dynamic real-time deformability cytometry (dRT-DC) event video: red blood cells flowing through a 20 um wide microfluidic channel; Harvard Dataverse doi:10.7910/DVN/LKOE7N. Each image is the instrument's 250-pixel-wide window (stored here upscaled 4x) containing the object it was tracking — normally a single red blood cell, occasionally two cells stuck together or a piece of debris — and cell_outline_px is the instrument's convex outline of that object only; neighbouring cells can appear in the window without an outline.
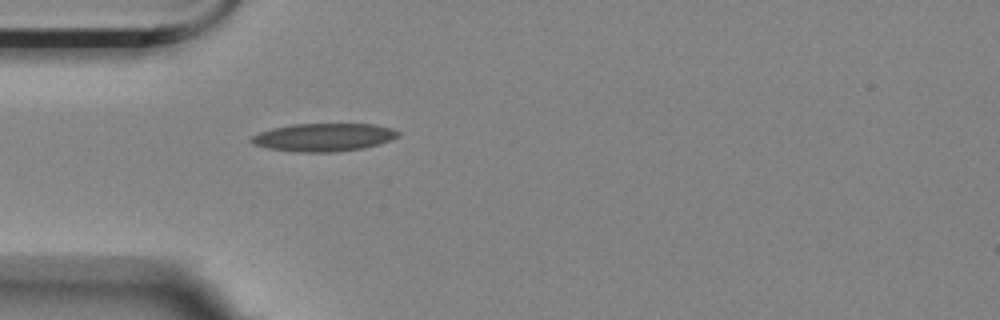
{"species": "Egyptian fruit bat (a non-hibernating species)", "species_latin": "Rousettus aegyptiacus", "temperature_condition": "room temperature", "stored_images_in_passage": 11, "camera_frame_rate_fps": 3000, "um_per_image_px": 0.085, "animal": {"sex": "female"}, "frame": {"image": 1, "passage_image": 1, "time_ms": 0.0, "image_size_px": [1000, 320], "cell_outline_px": [[400, 136], [392, 140], [380, 144], [364, 148], [332, 152], [296, 152], [268, 148], [252, 144], [248, 140], [252, 136], [260, 132], [272, 128], [292, 124], [376, 124], [392, 128], [400, 132]], "centroid_in_image_um": [27.54, 11.67], "position_along_channel_um": 57.5, "area_um2": 24.16}}
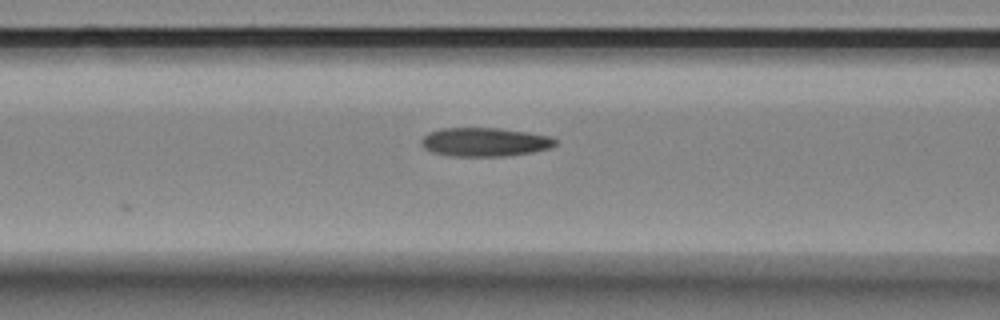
{"frame": {"image": 2, "passage_image": 7, "time_ms": 2.0, "image_size_px": [1000, 320], "cell_outline_px": [[556, 144], [552, 148], [532, 152], [508, 156], [448, 156], [432, 152], [424, 148], [420, 144], [420, 140], [428, 132], [440, 128], [500, 128], [528, 132], [552, 136], [556, 140]], "centroid_in_image_um": [41.2, 12.07], "position_along_channel_um": 125.4, "area_um2": 22.77}}
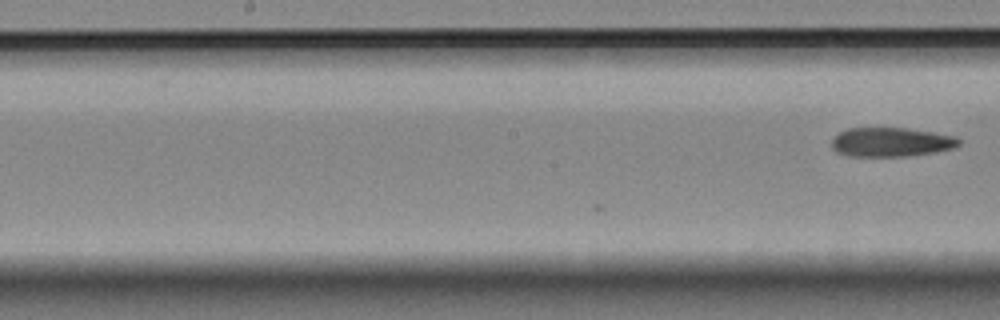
{"frame": {"image": 3, "passage_image": 11, "time_ms": 3.333, "image_size_px": [1000, 320], "cell_outline_px": [[960, 144], [956, 148], [936, 152], [908, 156], [848, 156], [836, 152], [832, 148], [832, 136], [848, 128], [904, 128], [932, 132], [956, 136], [960, 140]], "centroid_in_image_um": [75.74, 12.08], "position_along_channel_um": 172.5, "area_um2": 21.79}}